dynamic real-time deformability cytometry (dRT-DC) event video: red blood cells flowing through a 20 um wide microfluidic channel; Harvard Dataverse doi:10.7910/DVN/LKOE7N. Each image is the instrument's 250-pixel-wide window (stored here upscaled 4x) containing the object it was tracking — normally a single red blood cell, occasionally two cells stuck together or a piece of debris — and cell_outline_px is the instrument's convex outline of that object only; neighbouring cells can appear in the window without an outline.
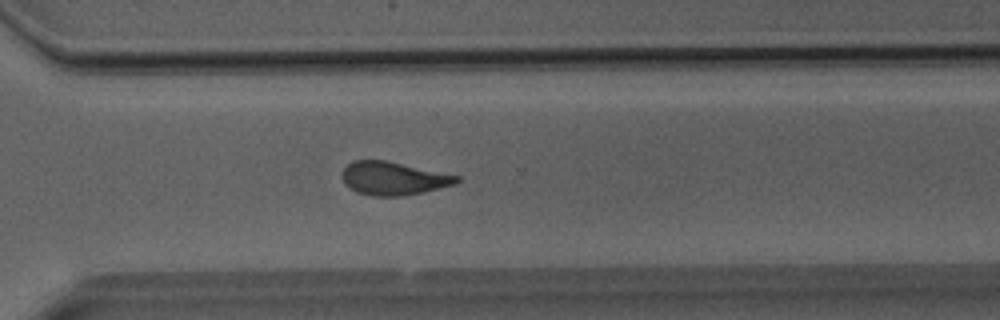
{"species": "Egyptian fruit bat (a non-hibernating species)", "species_latin": "Rousettus aegyptiacus", "temperature_condition": "room temperature", "stored_images_in_passage": 34, "camera_frame_rate_fps": 3000, "um_per_image_px": 0.085, "animal": {"sex": "male"}, "frame": {"image": 1, "passage_image": 24, "time_ms": 7.667, "image_size_px": [1000, 320], "cell_outline_px": [[460, 180], [456, 184], [424, 192], [404, 196], [372, 196], [356, 192], [344, 184], [340, 176], [344, 168], [352, 160], [388, 160], [460, 176]], "centroid_in_image_um": [33.42, 15.16], "position_along_channel_um": 337.2, "area_um2": 22.54}}
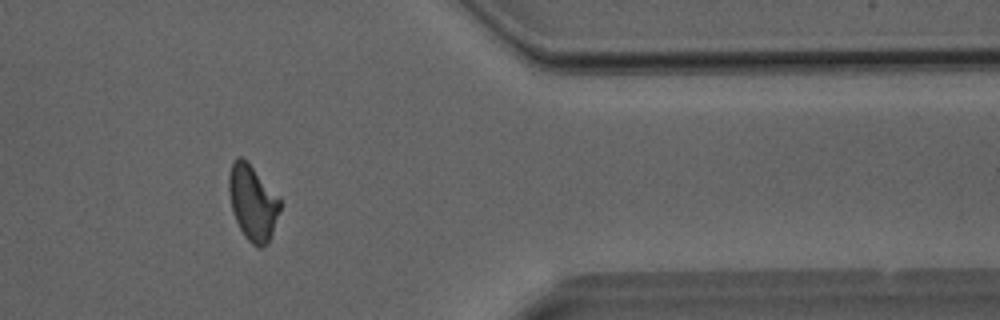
{"frame": {"image": 2, "passage_image": 28, "time_ms": 9.0, "image_size_px": [1000, 320], "cell_outline_px": [[280, 208], [268, 244], [260, 248], [256, 248], [244, 236], [232, 212], [228, 192], [228, 176], [232, 164], [236, 156], [240, 156], [248, 160], [280, 200]], "centroid_in_image_um": [21.44, 17.21], "position_along_channel_um": 390.0, "area_um2": 22.43}}
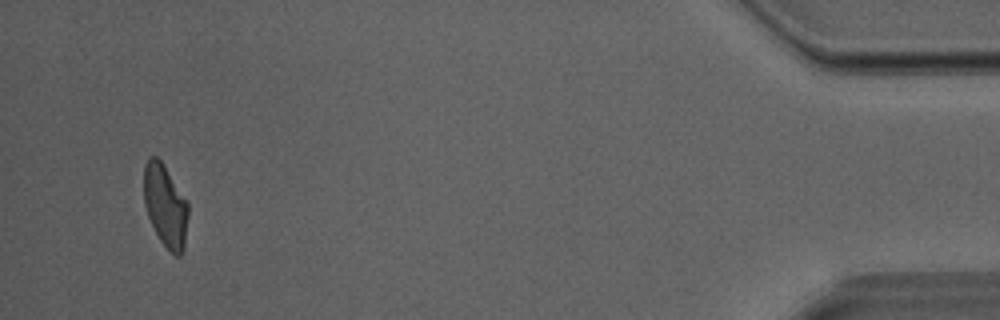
{"frame": {"image": 3, "passage_image": 33, "time_ms": 10.667, "image_size_px": [1000, 320], "cell_outline_px": [[188, 216], [184, 248], [180, 256], [176, 256], [160, 240], [148, 216], [144, 204], [144, 164], [148, 156], [156, 156], [160, 160], [188, 200]], "centroid_in_image_um": [14.06, 17.46], "position_along_channel_um": 421.1, "area_um2": 21.27}}